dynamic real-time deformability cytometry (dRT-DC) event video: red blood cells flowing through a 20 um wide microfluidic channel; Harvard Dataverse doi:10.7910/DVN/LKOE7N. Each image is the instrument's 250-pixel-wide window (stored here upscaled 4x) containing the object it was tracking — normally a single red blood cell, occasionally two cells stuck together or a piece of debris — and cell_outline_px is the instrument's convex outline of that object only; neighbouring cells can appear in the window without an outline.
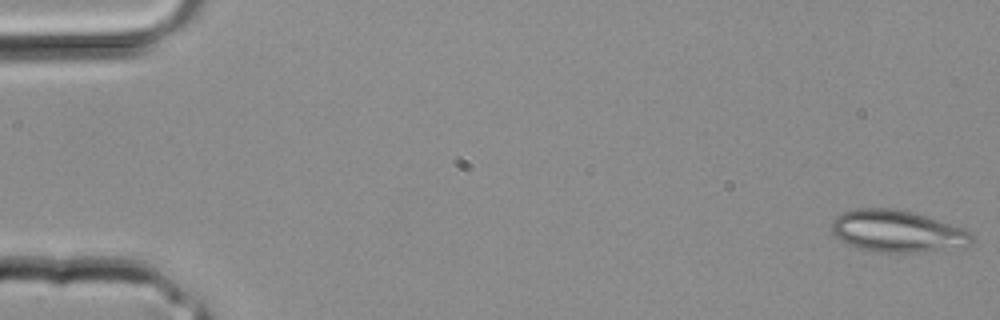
{"species": "common noctule bat (a hibernating species)", "species_latin": "Nyctalus noctula", "temperature_condition": "room temperature", "stored_images_in_passage": 3, "camera_frame_rate_fps": 3000, "um_per_image_px": 0.085, "animal": {"sex": "male", "body_mass_g": 20.4}, "frame": {"image": 1, "passage_image": 1, "time_ms": 0.0, "image_size_px": [1000, 320], "cell_outline_px": [[976, 240], [972, 244], [912, 252], [876, 252], [856, 248], [848, 244], [836, 236], [832, 232], [832, 220], [836, 216], [852, 208], [892, 208], [912, 212], [972, 232], [976, 236]], "centroid_in_image_um": [76.21, 19.64], "position_along_channel_um": 8.8, "area_um2": 33.7}}